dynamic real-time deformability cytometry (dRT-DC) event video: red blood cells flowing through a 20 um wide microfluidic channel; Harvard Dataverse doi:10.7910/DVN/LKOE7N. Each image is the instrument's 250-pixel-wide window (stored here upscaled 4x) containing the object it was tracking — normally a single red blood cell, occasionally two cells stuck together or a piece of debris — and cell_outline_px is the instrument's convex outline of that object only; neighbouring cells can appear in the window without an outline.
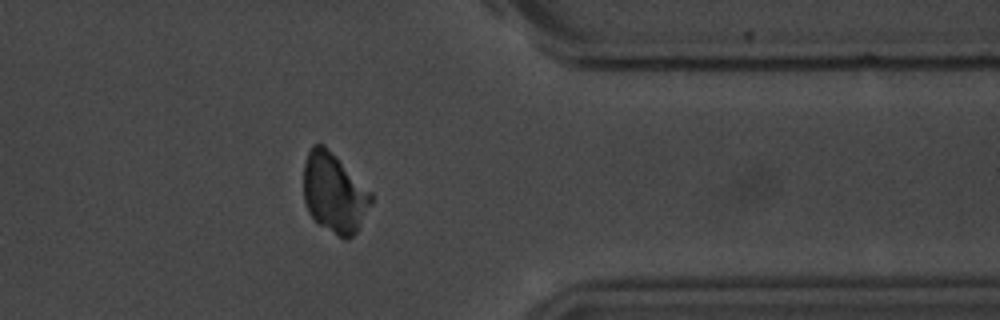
{"species": "common noctule bat (a hibernating species)", "species_latin": "Nyctalus noctula", "temperature_condition": "room temperature", "stored_images_in_passage": 9, "camera_frame_rate_fps": 3000, "um_per_image_px": 0.085, "animal": {"sex": "male", "body_mass_g": 20.1, "forearm_length_mm": 53.5}, "frame": {"image": 1, "passage_image": 9, "time_ms": 9.0, "image_size_px": [1000, 320], "cell_outline_px": [[372, 204], [360, 228], [348, 240], [344, 240], [320, 224], [308, 212], [304, 200], [304, 164], [308, 152], [312, 144], [324, 144], [372, 192]], "centroid_in_image_um": [28.43, 16.41], "position_along_channel_um": 383.0, "area_um2": 31.44}}